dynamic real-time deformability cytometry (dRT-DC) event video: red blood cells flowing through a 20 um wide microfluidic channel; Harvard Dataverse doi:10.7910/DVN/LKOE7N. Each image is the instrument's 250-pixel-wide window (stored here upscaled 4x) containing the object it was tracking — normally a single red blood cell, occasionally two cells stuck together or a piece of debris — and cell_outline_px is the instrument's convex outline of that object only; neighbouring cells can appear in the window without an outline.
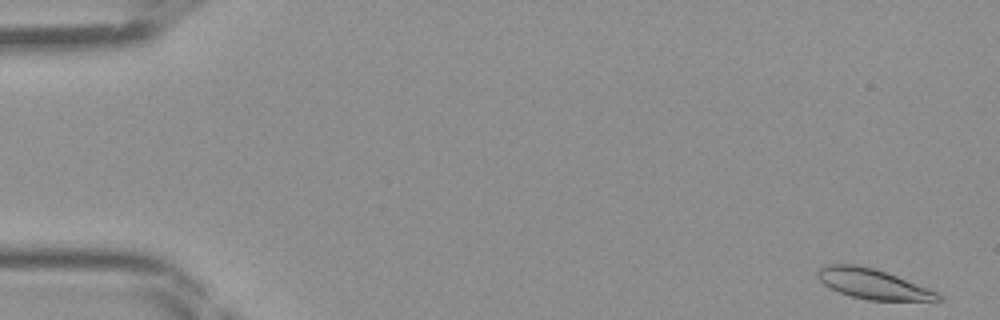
{"species": "Egyptian fruit bat (a non-hibernating species)", "species_latin": "Rousettus aegyptiacus", "temperature_condition": "room temperature", "stored_images_in_passage": 13, "camera_frame_rate_fps": 3000, "um_per_image_px": 0.085, "frame": {"image": 1, "passage_image": 1, "time_ms": 0.0, "image_size_px": [1000, 320], "cell_outline_px": [[944, 300], [868, 300], [852, 296], [840, 292], [824, 284], [816, 276], [816, 272], [824, 264], [856, 264], [876, 268], [936, 292], [944, 296]], "centroid_in_image_um": [74.15, 24.11], "position_along_channel_um": 10.8, "area_um2": 20.81}}